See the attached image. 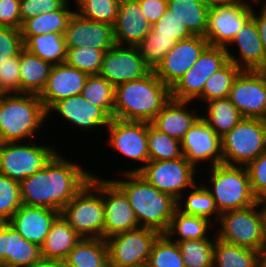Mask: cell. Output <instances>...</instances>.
<instances>
[{"label": "cell", "mask_w": 266, "mask_h": 267, "mask_svg": "<svg viewBox=\"0 0 266 267\" xmlns=\"http://www.w3.org/2000/svg\"><path fill=\"white\" fill-rule=\"evenodd\" d=\"M73 160V161H72ZM75 161V162H74ZM77 163V164H76ZM59 150L45 167L20 182L23 205L50 208L59 213L90 181L93 171Z\"/></svg>", "instance_id": "obj_1"}, {"label": "cell", "mask_w": 266, "mask_h": 267, "mask_svg": "<svg viewBox=\"0 0 266 267\" xmlns=\"http://www.w3.org/2000/svg\"><path fill=\"white\" fill-rule=\"evenodd\" d=\"M127 196L140 227L165 234L177 209V200L157 190L138 173H121L111 179Z\"/></svg>", "instance_id": "obj_2"}, {"label": "cell", "mask_w": 266, "mask_h": 267, "mask_svg": "<svg viewBox=\"0 0 266 267\" xmlns=\"http://www.w3.org/2000/svg\"><path fill=\"white\" fill-rule=\"evenodd\" d=\"M170 100V88L151 70L142 78L115 87L114 118L151 123Z\"/></svg>", "instance_id": "obj_3"}, {"label": "cell", "mask_w": 266, "mask_h": 267, "mask_svg": "<svg viewBox=\"0 0 266 267\" xmlns=\"http://www.w3.org/2000/svg\"><path fill=\"white\" fill-rule=\"evenodd\" d=\"M45 122L50 121L37 94H0V137L3 143L36 140L45 133L41 132Z\"/></svg>", "instance_id": "obj_4"}, {"label": "cell", "mask_w": 266, "mask_h": 267, "mask_svg": "<svg viewBox=\"0 0 266 267\" xmlns=\"http://www.w3.org/2000/svg\"><path fill=\"white\" fill-rule=\"evenodd\" d=\"M61 216L82 238H103V176L88 182L62 209Z\"/></svg>", "instance_id": "obj_5"}, {"label": "cell", "mask_w": 266, "mask_h": 267, "mask_svg": "<svg viewBox=\"0 0 266 267\" xmlns=\"http://www.w3.org/2000/svg\"><path fill=\"white\" fill-rule=\"evenodd\" d=\"M205 169L210 178L206 179L208 183L205 182L204 186L211 193L220 214L255 204L245 166L222 163Z\"/></svg>", "instance_id": "obj_6"}, {"label": "cell", "mask_w": 266, "mask_h": 267, "mask_svg": "<svg viewBox=\"0 0 266 267\" xmlns=\"http://www.w3.org/2000/svg\"><path fill=\"white\" fill-rule=\"evenodd\" d=\"M214 226L216 238L226 243L255 251L266 245L264 212L255 204L220 214Z\"/></svg>", "instance_id": "obj_7"}, {"label": "cell", "mask_w": 266, "mask_h": 267, "mask_svg": "<svg viewBox=\"0 0 266 267\" xmlns=\"http://www.w3.org/2000/svg\"><path fill=\"white\" fill-rule=\"evenodd\" d=\"M223 164L246 166L266 151V120L244 117L221 137Z\"/></svg>", "instance_id": "obj_8"}, {"label": "cell", "mask_w": 266, "mask_h": 267, "mask_svg": "<svg viewBox=\"0 0 266 267\" xmlns=\"http://www.w3.org/2000/svg\"><path fill=\"white\" fill-rule=\"evenodd\" d=\"M51 145V146H50ZM36 139L27 142H5L0 148V174L21 182L27 176L43 169L58 152L59 146Z\"/></svg>", "instance_id": "obj_9"}, {"label": "cell", "mask_w": 266, "mask_h": 267, "mask_svg": "<svg viewBox=\"0 0 266 267\" xmlns=\"http://www.w3.org/2000/svg\"><path fill=\"white\" fill-rule=\"evenodd\" d=\"M108 134L105 137L110 150L119 153L126 160L141 163L133 168L116 171L121 173H138L148 162V122L125 121L112 118L105 130Z\"/></svg>", "instance_id": "obj_10"}, {"label": "cell", "mask_w": 266, "mask_h": 267, "mask_svg": "<svg viewBox=\"0 0 266 267\" xmlns=\"http://www.w3.org/2000/svg\"><path fill=\"white\" fill-rule=\"evenodd\" d=\"M198 173L200 172L184 157L167 161H149L138 172L142 178L157 190L170 194L176 200L191 189L200 178L206 176L199 177L197 176ZM197 178L198 180H196Z\"/></svg>", "instance_id": "obj_11"}, {"label": "cell", "mask_w": 266, "mask_h": 267, "mask_svg": "<svg viewBox=\"0 0 266 267\" xmlns=\"http://www.w3.org/2000/svg\"><path fill=\"white\" fill-rule=\"evenodd\" d=\"M229 62L225 47L208 45L195 64L170 88L171 99L195 102L207 79Z\"/></svg>", "instance_id": "obj_12"}, {"label": "cell", "mask_w": 266, "mask_h": 267, "mask_svg": "<svg viewBox=\"0 0 266 267\" xmlns=\"http://www.w3.org/2000/svg\"><path fill=\"white\" fill-rule=\"evenodd\" d=\"M159 232L139 227L106 238L108 261L111 267H133L149 261Z\"/></svg>", "instance_id": "obj_13"}, {"label": "cell", "mask_w": 266, "mask_h": 267, "mask_svg": "<svg viewBox=\"0 0 266 267\" xmlns=\"http://www.w3.org/2000/svg\"><path fill=\"white\" fill-rule=\"evenodd\" d=\"M228 99L243 117L266 120V71L241 70Z\"/></svg>", "instance_id": "obj_14"}, {"label": "cell", "mask_w": 266, "mask_h": 267, "mask_svg": "<svg viewBox=\"0 0 266 267\" xmlns=\"http://www.w3.org/2000/svg\"><path fill=\"white\" fill-rule=\"evenodd\" d=\"M181 150L183 157L201 173L206 164L210 168L223 163L221 137L201 117L181 140Z\"/></svg>", "instance_id": "obj_15"}, {"label": "cell", "mask_w": 266, "mask_h": 267, "mask_svg": "<svg viewBox=\"0 0 266 267\" xmlns=\"http://www.w3.org/2000/svg\"><path fill=\"white\" fill-rule=\"evenodd\" d=\"M150 71L136 46L115 44L105 52L98 75L116 87L142 78Z\"/></svg>", "instance_id": "obj_16"}, {"label": "cell", "mask_w": 266, "mask_h": 267, "mask_svg": "<svg viewBox=\"0 0 266 267\" xmlns=\"http://www.w3.org/2000/svg\"><path fill=\"white\" fill-rule=\"evenodd\" d=\"M52 114L54 116H60L64 122L66 121L73 129L75 128V132L76 128L80 129V132L83 131L82 133L84 135L85 133L88 134V131L89 134L90 132L95 133L96 130L105 132L104 129L112 119L102 108L86 102L81 95L72 96L56 102L47 111V118H53Z\"/></svg>", "instance_id": "obj_17"}, {"label": "cell", "mask_w": 266, "mask_h": 267, "mask_svg": "<svg viewBox=\"0 0 266 267\" xmlns=\"http://www.w3.org/2000/svg\"><path fill=\"white\" fill-rule=\"evenodd\" d=\"M208 45L204 36L177 41L154 70L156 76L171 88L195 64Z\"/></svg>", "instance_id": "obj_18"}, {"label": "cell", "mask_w": 266, "mask_h": 267, "mask_svg": "<svg viewBox=\"0 0 266 267\" xmlns=\"http://www.w3.org/2000/svg\"><path fill=\"white\" fill-rule=\"evenodd\" d=\"M253 4L243 2L232 6L209 8L205 38L211 46L226 47L252 16Z\"/></svg>", "instance_id": "obj_19"}, {"label": "cell", "mask_w": 266, "mask_h": 267, "mask_svg": "<svg viewBox=\"0 0 266 267\" xmlns=\"http://www.w3.org/2000/svg\"><path fill=\"white\" fill-rule=\"evenodd\" d=\"M225 49L229 61L241 70H266V51L252 16L243 24Z\"/></svg>", "instance_id": "obj_20"}, {"label": "cell", "mask_w": 266, "mask_h": 267, "mask_svg": "<svg viewBox=\"0 0 266 267\" xmlns=\"http://www.w3.org/2000/svg\"><path fill=\"white\" fill-rule=\"evenodd\" d=\"M103 203V239L140 227L125 193L110 178L104 177Z\"/></svg>", "instance_id": "obj_21"}, {"label": "cell", "mask_w": 266, "mask_h": 267, "mask_svg": "<svg viewBox=\"0 0 266 267\" xmlns=\"http://www.w3.org/2000/svg\"><path fill=\"white\" fill-rule=\"evenodd\" d=\"M67 48L91 47L105 52L115 45L113 26L94 22L74 12L64 32Z\"/></svg>", "instance_id": "obj_22"}, {"label": "cell", "mask_w": 266, "mask_h": 267, "mask_svg": "<svg viewBox=\"0 0 266 267\" xmlns=\"http://www.w3.org/2000/svg\"><path fill=\"white\" fill-rule=\"evenodd\" d=\"M88 76L66 63L53 65L46 85L38 95L46 111L62 99L81 95Z\"/></svg>", "instance_id": "obj_23"}, {"label": "cell", "mask_w": 266, "mask_h": 267, "mask_svg": "<svg viewBox=\"0 0 266 267\" xmlns=\"http://www.w3.org/2000/svg\"><path fill=\"white\" fill-rule=\"evenodd\" d=\"M151 30L138 0H120L113 25L115 44L137 46Z\"/></svg>", "instance_id": "obj_24"}, {"label": "cell", "mask_w": 266, "mask_h": 267, "mask_svg": "<svg viewBox=\"0 0 266 267\" xmlns=\"http://www.w3.org/2000/svg\"><path fill=\"white\" fill-rule=\"evenodd\" d=\"M41 258V249L8 222L0 223V264L4 267H29Z\"/></svg>", "instance_id": "obj_25"}, {"label": "cell", "mask_w": 266, "mask_h": 267, "mask_svg": "<svg viewBox=\"0 0 266 267\" xmlns=\"http://www.w3.org/2000/svg\"><path fill=\"white\" fill-rule=\"evenodd\" d=\"M60 213L50 208L23 205L8 222L27 241L41 247L49 233L51 224Z\"/></svg>", "instance_id": "obj_26"}, {"label": "cell", "mask_w": 266, "mask_h": 267, "mask_svg": "<svg viewBox=\"0 0 266 267\" xmlns=\"http://www.w3.org/2000/svg\"><path fill=\"white\" fill-rule=\"evenodd\" d=\"M193 103L171 99L151 123L161 132L181 141L201 117V113L199 114L196 110V108H201L193 107V105H196ZM191 107L194 109L191 110Z\"/></svg>", "instance_id": "obj_27"}, {"label": "cell", "mask_w": 266, "mask_h": 267, "mask_svg": "<svg viewBox=\"0 0 266 267\" xmlns=\"http://www.w3.org/2000/svg\"><path fill=\"white\" fill-rule=\"evenodd\" d=\"M81 236L59 214L51 224L41 249V257L63 261Z\"/></svg>", "instance_id": "obj_28"}, {"label": "cell", "mask_w": 266, "mask_h": 267, "mask_svg": "<svg viewBox=\"0 0 266 267\" xmlns=\"http://www.w3.org/2000/svg\"><path fill=\"white\" fill-rule=\"evenodd\" d=\"M213 226L207 218L188 215L176 209L165 234L173 241L216 238Z\"/></svg>", "instance_id": "obj_29"}, {"label": "cell", "mask_w": 266, "mask_h": 267, "mask_svg": "<svg viewBox=\"0 0 266 267\" xmlns=\"http://www.w3.org/2000/svg\"><path fill=\"white\" fill-rule=\"evenodd\" d=\"M63 262L65 267H111L103 238H81Z\"/></svg>", "instance_id": "obj_30"}, {"label": "cell", "mask_w": 266, "mask_h": 267, "mask_svg": "<svg viewBox=\"0 0 266 267\" xmlns=\"http://www.w3.org/2000/svg\"><path fill=\"white\" fill-rule=\"evenodd\" d=\"M70 5L71 2L68 0L59 10L27 19L21 26L23 42L31 36L46 33L64 34L69 19L75 12Z\"/></svg>", "instance_id": "obj_31"}, {"label": "cell", "mask_w": 266, "mask_h": 267, "mask_svg": "<svg viewBox=\"0 0 266 267\" xmlns=\"http://www.w3.org/2000/svg\"><path fill=\"white\" fill-rule=\"evenodd\" d=\"M202 180H199L200 182L198 181L177 199V209L188 215L207 218L210 222L216 224L220 213L215 200Z\"/></svg>", "instance_id": "obj_32"}, {"label": "cell", "mask_w": 266, "mask_h": 267, "mask_svg": "<svg viewBox=\"0 0 266 267\" xmlns=\"http://www.w3.org/2000/svg\"><path fill=\"white\" fill-rule=\"evenodd\" d=\"M53 65L30 53L20 52V93L39 95L44 89Z\"/></svg>", "instance_id": "obj_33"}, {"label": "cell", "mask_w": 266, "mask_h": 267, "mask_svg": "<svg viewBox=\"0 0 266 267\" xmlns=\"http://www.w3.org/2000/svg\"><path fill=\"white\" fill-rule=\"evenodd\" d=\"M168 10L185 24L193 36H204L208 27L209 7L203 0H167Z\"/></svg>", "instance_id": "obj_34"}, {"label": "cell", "mask_w": 266, "mask_h": 267, "mask_svg": "<svg viewBox=\"0 0 266 267\" xmlns=\"http://www.w3.org/2000/svg\"><path fill=\"white\" fill-rule=\"evenodd\" d=\"M204 105L199 106L204 107L201 108V111L203 110L201 118L220 137L232 130L244 118L228 98L210 100Z\"/></svg>", "instance_id": "obj_35"}, {"label": "cell", "mask_w": 266, "mask_h": 267, "mask_svg": "<svg viewBox=\"0 0 266 267\" xmlns=\"http://www.w3.org/2000/svg\"><path fill=\"white\" fill-rule=\"evenodd\" d=\"M24 48L52 65L63 64L66 61L67 46L64 34L46 33L31 36Z\"/></svg>", "instance_id": "obj_36"}, {"label": "cell", "mask_w": 266, "mask_h": 267, "mask_svg": "<svg viewBox=\"0 0 266 267\" xmlns=\"http://www.w3.org/2000/svg\"><path fill=\"white\" fill-rule=\"evenodd\" d=\"M257 264L258 251L215 239L213 267H257Z\"/></svg>", "instance_id": "obj_37"}, {"label": "cell", "mask_w": 266, "mask_h": 267, "mask_svg": "<svg viewBox=\"0 0 266 267\" xmlns=\"http://www.w3.org/2000/svg\"><path fill=\"white\" fill-rule=\"evenodd\" d=\"M241 69L233 62H228L217 72L213 73L206 81L201 96L195 100L202 105L210 100L228 98L232 84Z\"/></svg>", "instance_id": "obj_38"}, {"label": "cell", "mask_w": 266, "mask_h": 267, "mask_svg": "<svg viewBox=\"0 0 266 267\" xmlns=\"http://www.w3.org/2000/svg\"><path fill=\"white\" fill-rule=\"evenodd\" d=\"M81 96L96 107L102 108L111 118H114L115 87L104 77L89 75Z\"/></svg>", "instance_id": "obj_39"}, {"label": "cell", "mask_w": 266, "mask_h": 267, "mask_svg": "<svg viewBox=\"0 0 266 267\" xmlns=\"http://www.w3.org/2000/svg\"><path fill=\"white\" fill-rule=\"evenodd\" d=\"M149 161H167L183 157L181 141L168 136L148 122Z\"/></svg>", "instance_id": "obj_40"}, {"label": "cell", "mask_w": 266, "mask_h": 267, "mask_svg": "<svg viewBox=\"0 0 266 267\" xmlns=\"http://www.w3.org/2000/svg\"><path fill=\"white\" fill-rule=\"evenodd\" d=\"M216 238L175 241L181 251L185 267H213V249Z\"/></svg>", "instance_id": "obj_41"}, {"label": "cell", "mask_w": 266, "mask_h": 267, "mask_svg": "<svg viewBox=\"0 0 266 267\" xmlns=\"http://www.w3.org/2000/svg\"><path fill=\"white\" fill-rule=\"evenodd\" d=\"M75 12L94 22L114 25L120 0H72Z\"/></svg>", "instance_id": "obj_42"}, {"label": "cell", "mask_w": 266, "mask_h": 267, "mask_svg": "<svg viewBox=\"0 0 266 267\" xmlns=\"http://www.w3.org/2000/svg\"><path fill=\"white\" fill-rule=\"evenodd\" d=\"M148 262L151 267H185L178 244L166 234L154 242Z\"/></svg>", "instance_id": "obj_43"}, {"label": "cell", "mask_w": 266, "mask_h": 267, "mask_svg": "<svg viewBox=\"0 0 266 267\" xmlns=\"http://www.w3.org/2000/svg\"><path fill=\"white\" fill-rule=\"evenodd\" d=\"M176 42L174 38L157 37L150 31L136 47L145 64L154 71Z\"/></svg>", "instance_id": "obj_44"}, {"label": "cell", "mask_w": 266, "mask_h": 267, "mask_svg": "<svg viewBox=\"0 0 266 267\" xmlns=\"http://www.w3.org/2000/svg\"><path fill=\"white\" fill-rule=\"evenodd\" d=\"M105 51L91 47L67 48L65 63L88 75H98Z\"/></svg>", "instance_id": "obj_45"}, {"label": "cell", "mask_w": 266, "mask_h": 267, "mask_svg": "<svg viewBox=\"0 0 266 267\" xmlns=\"http://www.w3.org/2000/svg\"><path fill=\"white\" fill-rule=\"evenodd\" d=\"M21 206L20 182L0 174V223L9 222Z\"/></svg>", "instance_id": "obj_46"}, {"label": "cell", "mask_w": 266, "mask_h": 267, "mask_svg": "<svg viewBox=\"0 0 266 267\" xmlns=\"http://www.w3.org/2000/svg\"><path fill=\"white\" fill-rule=\"evenodd\" d=\"M157 37L174 38L176 41L193 36L184 23L168 9L164 15L152 25L151 30Z\"/></svg>", "instance_id": "obj_47"}, {"label": "cell", "mask_w": 266, "mask_h": 267, "mask_svg": "<svg viewBox=\"0 0 266 267\" xmlns=\"http://www.w3.org/2000/svg\"><path fill=\"white\" fill-rule=\"evenodd\" d=\"M20 93V54L0 63V94Z\"/></svg>", "instance_id": "obj_48"}, {"label": "cell", "mask_w": 266, "mask_h": 267, "mask_svg": "<svg viewBox=\"0 0 266 267\" xmlns=\"http://www.w3.org/2000/svg\"><path fill=\"white\" fill-rule=\"evenodd\" d=\"M23 49L21 29L0 26V63L20 54Z\"/></svg>", "instance_id": "obj_49"}, {"label": "cell", "mask_w": 266, "mask_h": 267, "mask_svg": "<svg viewBox=\"0 0 266 267\" xmlns=\"http://www.w3.org/2000/svg\"><path fill=\"white\" fill-rule=\"evenodd\" d=\"M68 0H20L21 26L30 18L59 10Z\"/></svg>", "instance_id": "obj_50"}, {"label": "cell", "mask_w": 266, "mask_h": 267, "mask_svg": "<svg viewBox=\"0 0 266 267\" xmlns=\"http://www.w3.org/2000/svg\"><path fill=\"white\" fill-rule=\"evenodd\" d=\"M254 196L266 188V151L246 166Z\"/></svg>", "instance_id": "obj_51"}, {"label": "cell", "mask_w": 266, "mask_h": 267, "mask_svg": "<svg viewBox=\"0 0 266 267\" xmlns=\"http://www.w3.org/2000/svg\"><path fill=\"white\" fill-rule=\"evenodd\" d=\"M0 26L21 29L20 0H0Z\"/></svg>", "instance_id": "obj_52"}, {"label": "cell", "mask_w": 266, "mask_h": 267, "mask_svg": "<svg viewBox=\"0 0 266 267\" xmlns=\"http://www.w3.org/2000/svg\"><path fill=\"white\" fill-rule=\"evenodd\" d=\"M142 13L153 25L168 9L167 0H138Z\"/></svg>", "instance_id": "obj_53"}, {"label": "cell", "mask_w": 266, "mask_h": 267, "mask_svg": "<svg viewBox=\"0 0 266 267\" xmlns=\"http://www.w3.org/2000/svg\"><path fill=\"white\" fill-rule=\"evenodd\" d=\"M255 8L258 9L259 6L253 4L252 17L255 19L260 39H261V41L263 43V47L266 51V12L261 8H260V10H257Z\"/></svg>", "instance_id": "obj_54"}, {"label": "cell", "mask_w": 266, "mask_h": 267, "mask_svg": "<svg viewBox=\"0 0 266 267\" xmlns=\"http://www.w3.org/2000/svg\"><path fill=\"white\" fill-rule=\"evenodd\" d=\"M29 267H65L61 260L49 259L41 257L37 262H34Z\"/></svg>", "instance_id": "obj_55"}, {"label": "cell", "mask_w": 266, "mask_h": 267, "mask_svg": "<svg viewBox=\"0 0 266 267\" xmlns=\"http://www.w3.org/2000/svg\"><path fill=\"white\" fill-rule=\"evenodd\" d=\"M203 2L209 8L232 6V5H235V4L243 3V1H241V0H203Z\"/></svg>", "instance_id": "obj_56"}, {"label": "cell", "mask_w": 266, "mask_h": 267, "mask_svg": "<svg viewBox=\"0 0 266 267\" xmlns=\"http://www.w3.org/2000/svg\"><path fill=\"white\" fill-rule=\"evenodd\" d=\"M255 205L263 212L266 210V188L255 196Z\"/></svg>", "instance_id": "obj_57"}, {"label": "cell", "mask_w": 266, "mask_h": 267, "mask_svg": "<svg viewBox=\"0 0 266 267\" xmlns=\"http://www.w3.org/2000/svg\"><path fill=\"white\" fill-rule=\"evenodd\" d=\"M257 267H266V245L258 251Z\"/></svg>", "instance_id": "obj_58"}, {"label": "cell", "mask_w": 266, "mask_h": 267, "mask_svg": "<svg viewBox=\"0 0 266 267\" xmlns=\"http://www.w3.org/2000/svg\"><path fill=\"white\" fill-rule=\"evenodd\" d=\"M257 5L266 12V0H260Z\"/></svg>", "instance_id": "obj_59"}, {"label": "cell", "mask_w": 266, "mask_h": 267, "mask_svg": "<svg viewBox=\"0 0 266 267\" xmlns=\"http://www.w3.org/2000/svg\"><path fill=\"white\" fill-rule=\"evenodd\" d=\"M133 267H151L150 263L147 261L145 263L137 264Z\"/></svg>", "instance_id": "obj_60"}, {"label": "cell", "mask_w": 266, "mask_h": 267, "mask_svg": "<svg viewBox=\"0 0 266 267\" xmlns=\"http://www.w3.org/2000/svg\"><path fill=\"white\" fill-rule=\"evenodd\" d=\"M241 1H243V2H247V3H250V4H254V5H257L259 2H260V0H241ZM253 1V2H252Z\"/></svg>", "instance_id": "obj_61"}, {"label": "cell", "mask_w": 266, "mask_h": 267, "mask_svg": "<svg viewBox=\"0 0 266 267\" xmlns=\"http://www.w3.org/2000/svg\"><path fill=\"white\" fill-rule=\"evenodd\" d=\"M264 216H265V231H266V210L264 211Z\"/></svg>", "instance_id": "obj_62"}, {"label": "cell", "mask_w": 266, "mask_h": 267, "mask_svg": "<svg viewBox=\"0 0 266 267\" xmlns=\"http://www.w3.org/2000/svg\"><path fill=\"white\" fill-rule=\"evenodd\" d=\"M2 143H3V142H2V139H1V137H0V148H1V146H2Z\"/></svg>", "instance_id": "obj_63"}]
</instances>
